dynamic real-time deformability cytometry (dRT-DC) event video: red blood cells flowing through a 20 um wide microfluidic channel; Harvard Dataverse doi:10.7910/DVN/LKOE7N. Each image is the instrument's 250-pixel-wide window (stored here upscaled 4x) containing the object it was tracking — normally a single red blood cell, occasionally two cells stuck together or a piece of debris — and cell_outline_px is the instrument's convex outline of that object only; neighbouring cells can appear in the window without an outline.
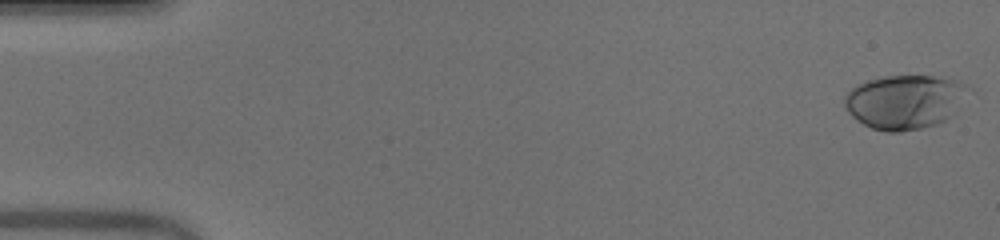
{"species": "human", "species_latin": "Homo sapiens", "temperature_condition": "warm", "stored_images_in_passage": 50, "camera_frame_rate_fps": 3000, "um_per_image_px": 0.085, "donor": {"sex": "male"}, "frame": {"image": 1, "passage_image": 1, "time_ms": 0.0, "image_size_px": [1000, 240], "cell_outline_px": [[976, 92], [956, 112], [944, 120], [936, 124], [920, 128], [900, 132], [888, 132], [872, 128], [856, 120], [844, 108], [844, 96], [856, 84], [868, 80], [884, 76], [940, 76], [960, 80]], "centroid_in_image_um": [77.0, 8.63], "position_along_channel_um": 8.0, "area_um2": 40.0}}
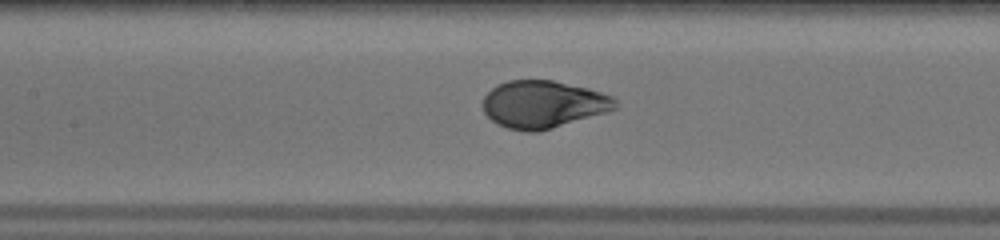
{"frame": {"image": 2, "passage_image": 24, "time_ms": 7.667, "image_size_px": [1000, 240], "cell_outline_px": [[620, 104], [616, 108], [608, 112], [552, 128], [536, 132], [524, 132], [508, 128], [496, 124], [484, 112], [484, 96], [496, 84], [508, 80], [552, 80], [588, 88], [612, 96]], "centroid_in_image_um": [46.18, 8.87], "position_along_channel_um": 161.2, "area_um2": 36.7}}
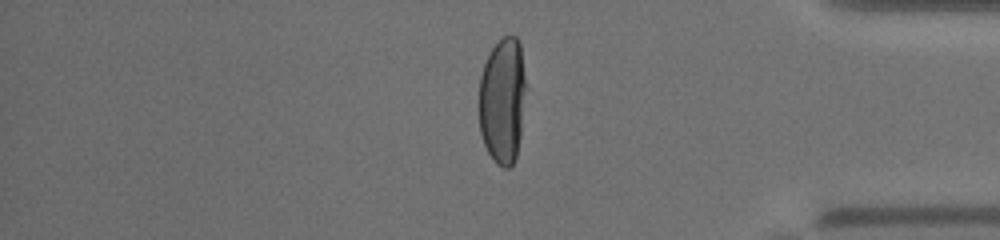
{"frame": {"image": 3, "passage_image": 43, "time_ms": 14.0, "image_size_px": [1000, 240], "cell_outline_px": [[528, 88], [520, 136], [516, 156], [512, 164], [508, 168], [504, 168], [496, 164], [488, 152], [484, 144], [480, 132], [480, 76], [484, 64], [492, 48], [504, 36], [516, 36], [520, 44]], "centroid_in_image_um": [42.76, 8.54], "position_along_channel_um": 392.4, "area_um2": 34.97}, "authors_computed_cell_mechanics": {"area_um2": 37.0498, "velocity_mm_per_s": 4.0132, "shape_relaxation_time_tau1_ms": 3.8004, "shape_relaxation_time_tau2_ms": null, "deformation_change_tau1": 0.2162, "deformation_change_tau2": null}}